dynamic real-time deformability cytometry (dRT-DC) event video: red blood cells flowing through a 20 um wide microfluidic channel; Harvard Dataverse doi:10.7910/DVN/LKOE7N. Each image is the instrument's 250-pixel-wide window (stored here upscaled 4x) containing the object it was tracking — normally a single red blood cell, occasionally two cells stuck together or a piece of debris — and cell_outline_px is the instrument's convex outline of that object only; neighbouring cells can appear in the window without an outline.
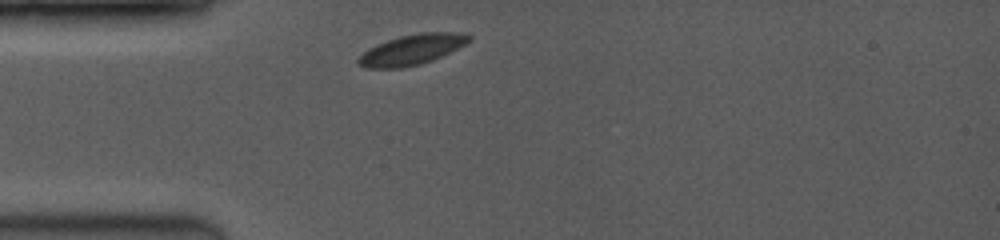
{"species": "common noctule bat (a hibernating species)", "species_latin": "Nyctalus noctula", "temperature_condition": "room temperature", "stored_images_in_passage": 9, "camera_frame_rate_fps": 3500, "um_per_image_px": 0.085, "animal": {"sex": "female", "body_mass_g": 19.0, "forearm_length_mm": 53.3}, "frame": {"image": 1, "passage_image": 1, "time_ms": 0.0, "image_size_px": [1000, 240], "cell_outline_px": [[472, 36], [464, 44], [432, 60], [420, 64], [400, 68], [364, 68], [356, 64], [356, 60], [368, 48], [376, 44], [400, 36], [420, 32], [464, 32]], "centroid_in_image_um": [34.95, 4.22], "position_along_channel_um": 50.0, "area_um2": 19.42}}
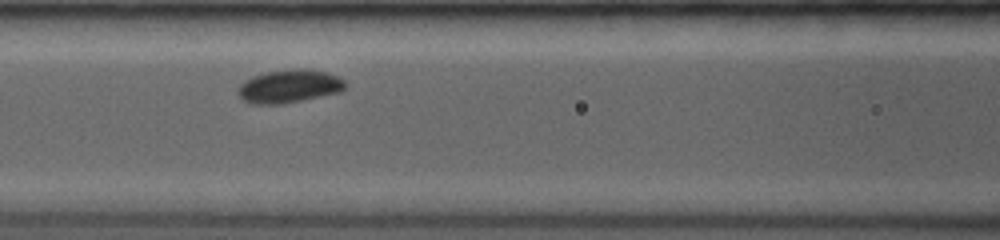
{"frame": {"image": 2, "passage_image": 4, "time_ms": 2.571, "image_size_px": [1000, 240], "cell_outline_px": [[348, 84], [340, 92], [280, 104], [252, 104], [244, 100], [240, 96], [240, 84], [244, 80], [252, 76], [268, 72], [300, 68], [304, 68], [328, 72], [344, 80]], "centroid_in_image_um": [24.61, 7.32], "position_along_channel_um": 142.0, "area_um2": 20.46}}
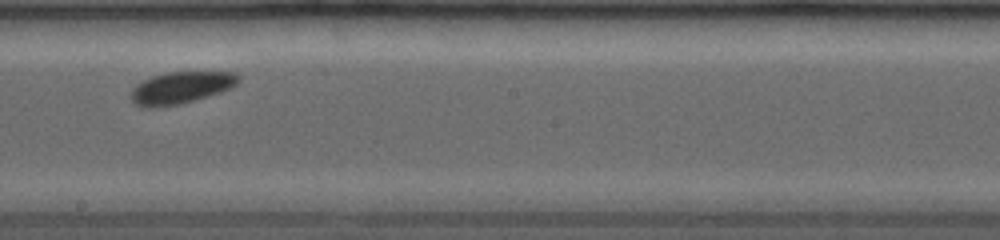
{"frame": {"image": 3, "passage_image": 7, "time_ms": 4.857, "image_size_px": [1000, 240], "cell_outline_px": [[240, 80], [232, 88], [220, 92], [180, 104], [156, 108], [144, 108], [136, 104], [128, 96], [132, 88], [136, 84], [152, 76], [164, 72], [236, 72], [240, 76]], "centroid_in_image_um": [15.34, 7.45], "position_along_channel_um": 232.9, "area_um2": 20.23}}